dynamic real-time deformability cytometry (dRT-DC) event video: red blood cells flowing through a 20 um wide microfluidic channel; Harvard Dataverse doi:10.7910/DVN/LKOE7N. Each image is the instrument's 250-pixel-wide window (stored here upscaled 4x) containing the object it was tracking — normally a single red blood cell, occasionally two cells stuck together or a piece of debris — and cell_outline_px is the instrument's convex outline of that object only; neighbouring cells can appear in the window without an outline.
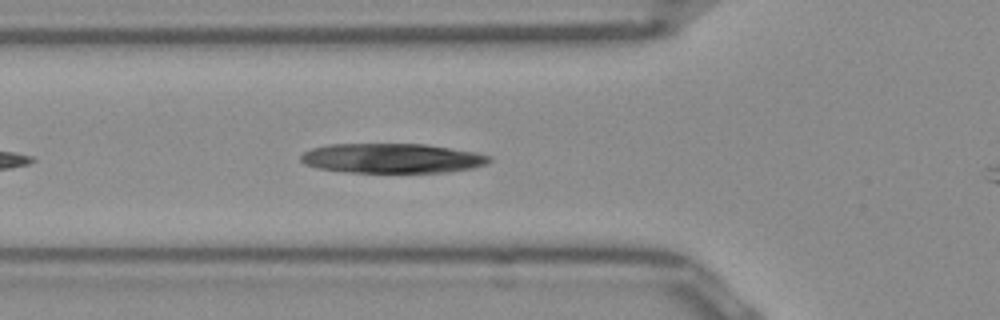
{"species": "Egyptian fruit bat (a non-hibernating species)", "species_latin": "Rousettus aegyptiacus", "temperature_condition": "room temperature", "stored_images_in_passage": 12, "camera_frame_rate_fps": 3000, "um_per_image_px": 0.085, "frame": {"image": 1, "passage_image": 4, "time_ms": 1.0, "image_size_px": [1000, 320], "cell_outline_px": [[492, 160], [488, 164], [472, 168], [448, 172], [348, 172], [320, 168], [304, 164], [300, 160], [300, 156], [304, 152], [312, 148], [328, 144], [424, 144], [476, 152], [492, 156]], "centroid_in_image_um": [33.35, 13.45], "position_along_channel_um": 92.4, "area_um2": 32.6}}
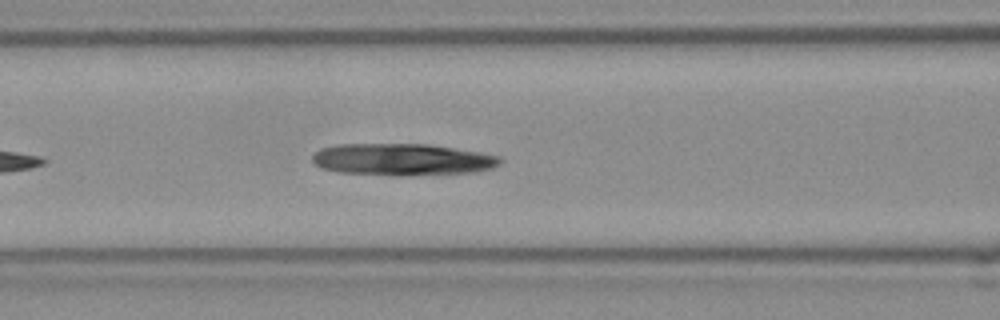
{"frame": {"image": 2, "passage_image": 7, "time_ms": 2.0, "image_size_px": [1000, 320], "cell_outline_px": [[500, 164], [492, 168], [476, 172], [412, 176], [404, 176], [336, 172], [320, 168], [312, 160], [312, 156], [320, 148], [336, 144], [428, 144], [500, 156]], "centroid_in_image_um": [34.16, 13.57], "position_along_channel_um": 132.4, "area_um2": 35.08}}